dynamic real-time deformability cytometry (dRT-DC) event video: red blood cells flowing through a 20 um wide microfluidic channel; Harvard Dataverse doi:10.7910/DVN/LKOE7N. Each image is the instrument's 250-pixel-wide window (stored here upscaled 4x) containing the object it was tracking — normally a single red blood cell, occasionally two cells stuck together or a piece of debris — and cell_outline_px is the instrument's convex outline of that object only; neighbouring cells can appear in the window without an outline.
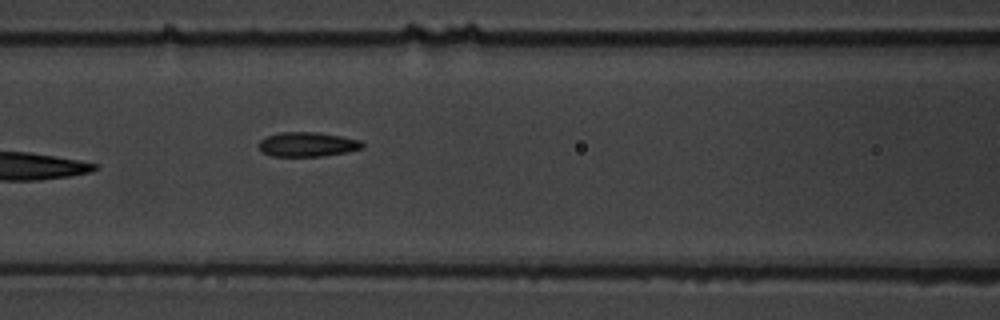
{"species": "common noctule bat (a hibernating species)", "species_latin": "Nyctalus noctula", "temperature_condition": "warm", "stored_images_in_passage": 5, "camera_frame_rate_fps": 3000, "um_per_image_px": 0.085, "animal": {"sex": "male", "body_mass_g": 19.5, "forearm_length_mm": 54.6}, "frame": {"image": 1, "passage_image": 5, "time_ms": 5.333, "image_size_px": [1000, 320], "cell_outline_px": [[364, 148], [348, 152], [320, 156], [272, 156], [264, 152], [260, 148], [260, 140], [268, 136], [280, 132], [316, 132], [340, 136], [360, 140], [364, 144]], "centroid_in_image_um": [26.17, 12.27], "position_along_channel_um": 140.4, "area_um2": 14.62}}